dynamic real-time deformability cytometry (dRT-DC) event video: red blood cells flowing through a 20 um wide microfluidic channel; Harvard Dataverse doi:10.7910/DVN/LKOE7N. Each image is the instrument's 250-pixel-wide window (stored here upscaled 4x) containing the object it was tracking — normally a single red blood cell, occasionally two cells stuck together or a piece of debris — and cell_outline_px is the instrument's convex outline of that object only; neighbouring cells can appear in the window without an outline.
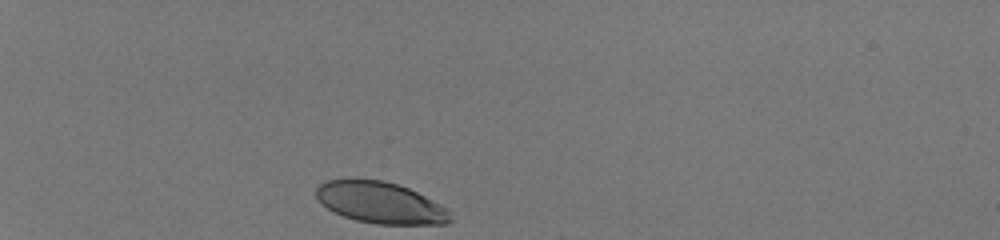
{"species": "human", "species_latin": "Homo sapiens", "temperature_condition": "room temperature", "stored_images_in_passage": 33, "camera_frame_rate_fps": 3000, "um_per_image_px": 0.085, "donor": {"sex": "male"}, "frame": {"image": 1, "passage_image": 1, "time_ms": 0.0, "image_size_px": [1000, 240], "cell_outline_px": [[452, 220], [444, 224], [376, 224], [356, 220], [344, 216], [328, 208], [316, 196], [316, 188], [320, 184], [328, 180], [384, 180], [408, 188], [448, 208]], "centroid_in_image_um": [32.37, 17.24], "position_along_channel_um": 52.6, "area_um2": 31.85}}
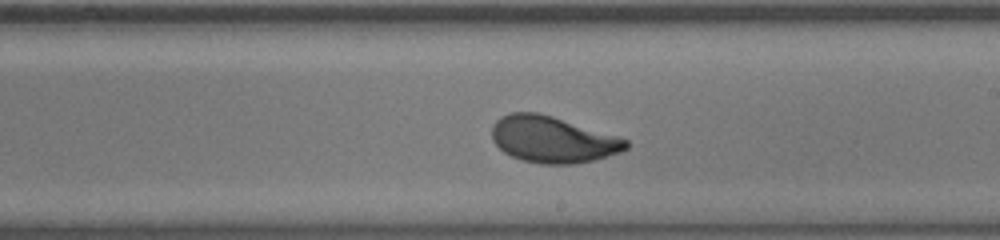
{"frame": {"image": 2, "passage_image": 19, "time_ms": 6.0, "image_size_px": [1000, 240], "cell_outline_px": [[628, 148], [620, 152], [592, 160], [576, 164], [540, 164], [520, 160], [504, 152], [492, 140], [492, 124], [500, 116], [512, 112], [536, 112], [552, 116], [620, 136], [628, 140]], "centroid_in_image_um": [46.97, 11.85], "position_along_channel_um": 242.0, "area_um2": 36.41}}
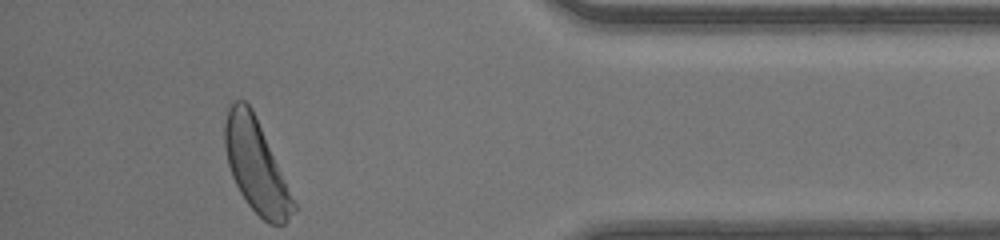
{"frame": {"image": 3, "passage_image": 33, "time_ms": 10.667, "image_size_px": [1000, 240], "cell_outline_px": [[296, 208], [288, 220], [284, 224], [268, 224], [248, 204], [240, 192], [232, 176], [228, 164], [224, 144], [224, 124], [228, 104], [236, 100], [244, 100], [252, 108], [256, 116], [296, 204]], "centroid_in_image_um": [21.74, 14.07], "position_along_channel_um": 413.5, "area_um2": 36.59}, "authors_computed_cell_mechanics": {"area_um2": 35.7204, "velocity_mm_per_s": 4.1656, "shape_relaxation_time_tau1_ms": 2.4156, "shape_relaxation_time_tau2_ms": null, "deformation_change_tau1": 0.1493, "deformation_change_tau2": null}}